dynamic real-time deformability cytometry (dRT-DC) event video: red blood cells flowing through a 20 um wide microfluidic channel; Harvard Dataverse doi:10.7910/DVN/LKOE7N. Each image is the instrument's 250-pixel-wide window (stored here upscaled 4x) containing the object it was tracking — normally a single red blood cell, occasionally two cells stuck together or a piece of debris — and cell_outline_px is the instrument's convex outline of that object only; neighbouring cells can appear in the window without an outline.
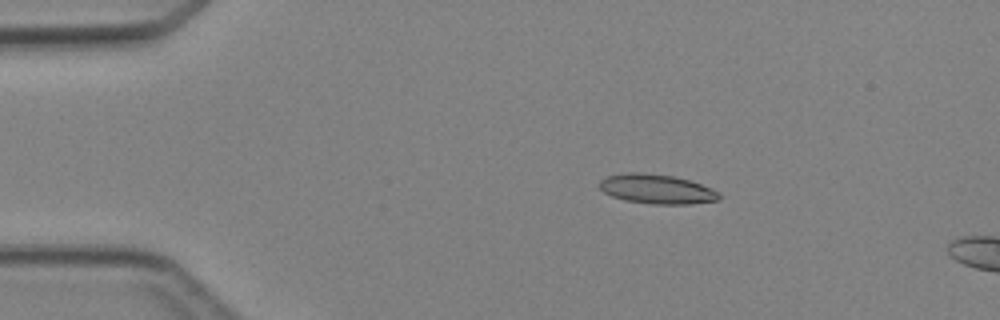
{"species": "Egyptian fruit bat (a non-hibernating species)", "species_latin": "Rousettus aegyptiacus", "temperature_condition": "cold", "stored_images_in_passage": 3, "camera_frame_rate_fps": 3000, "um_per_image_px": 0.085, "animal": {"sex": "female"}, "frame": {"image": 1, "passage_image": 2, "time_ms": 1.0, "image_size_px": [1000, 320], "cell_outline_px": [[720, 200], [692, 204], [652, 204], [624, 200], [612, 196], [604, 192], [600, 188], [600, 180], [604, 176], [628, 172], [640, 172], [672, 176], [688, 180], [700, 184], [720, 192]], "centroid_in_image_um": [55.81, 16.07], "position_along_channel_um": 29.2, "area_um2": 20.58}}